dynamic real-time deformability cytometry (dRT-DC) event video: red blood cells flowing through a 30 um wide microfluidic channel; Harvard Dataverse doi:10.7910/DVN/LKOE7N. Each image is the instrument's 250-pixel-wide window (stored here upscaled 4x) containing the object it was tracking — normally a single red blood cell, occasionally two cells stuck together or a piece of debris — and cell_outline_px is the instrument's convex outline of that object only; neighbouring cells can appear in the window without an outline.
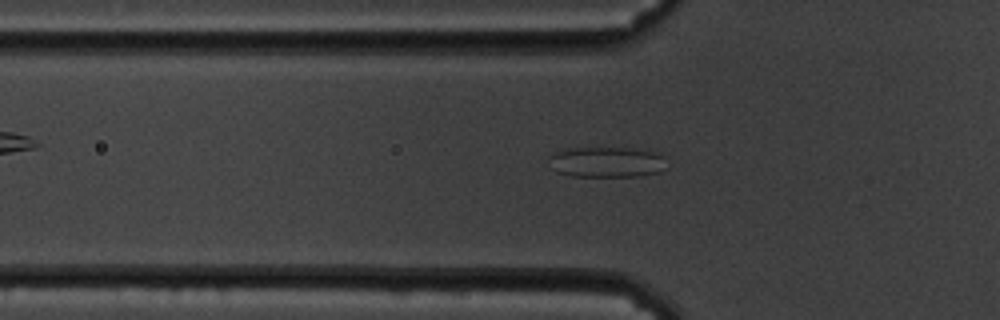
{"species": "common noctule bat (a hibernating species)", "species_latin": "Nyctalus noctula", "temperature_condition": "cold", "stored_images_in_passage": 52, "camera_frame_rate_fps": 3000, "um_per_image_px": 0.085, "animal": {"sex": "male", "body_mass_g": 19.5, "forearm_length_mm": 54.6}, "frame": {"image": 1, "passage_image": 19, "time_ms": 6.0, "image_size_px": [1000, 320], "cell_outline_px": [[668, 168], [660, 172], [640, 176], [572, 176], [556, 172], [552, 168], [552, 156], [556, 152], [572, 148], [628, 148], [660, 152]], "centroid_in_image_um": [51.66, 13.78], "position_along_channel_um": 74.1, "area_um2": 20.87}}
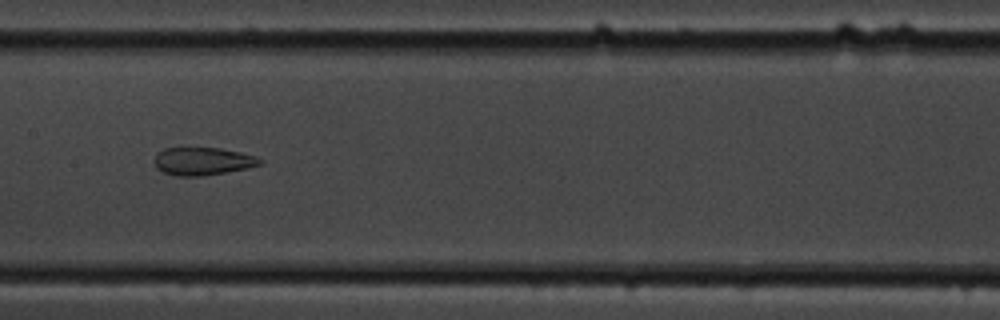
{"frame": {"image": 2, "passage_image": 29, "time_ms": 9.333, "image_size_px": [1000, 320], "cell_outline_px": [[264, 160], [260, 164], [248, 168], [200, 176], [176, 176], [164, 172], [156, 168], [152, 160], [164, 148], [180, 144], [220, 148], [240, 152], [256, 156]], "centroid_in_image_um": [17.17, 13.65], "position_along_channel_um": 190.2, "area_um2": 17.86}}
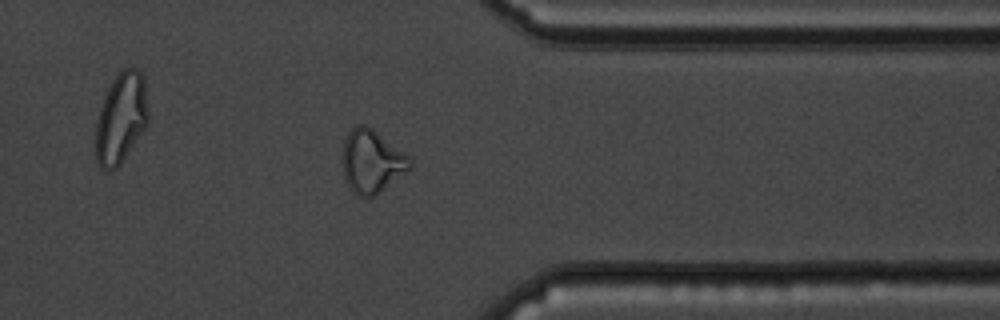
{"frame": {"image": 3, "passage_image": 46, "time_ms": 15.0, "image_size_px": [1000, 320], "cell_outline_px": [[412, 168], [380, 192], [368, 200], [356, 196], [348, 188], [344, 180], [344, 140], [348, 132], [356, 124], [364, 124], [372, 128], [408, 156], [412, 160]], "centroid_in_image_um": [31.59, 13.77], "position_along_channel_um": 379.8, "area_um2": 24.91}}